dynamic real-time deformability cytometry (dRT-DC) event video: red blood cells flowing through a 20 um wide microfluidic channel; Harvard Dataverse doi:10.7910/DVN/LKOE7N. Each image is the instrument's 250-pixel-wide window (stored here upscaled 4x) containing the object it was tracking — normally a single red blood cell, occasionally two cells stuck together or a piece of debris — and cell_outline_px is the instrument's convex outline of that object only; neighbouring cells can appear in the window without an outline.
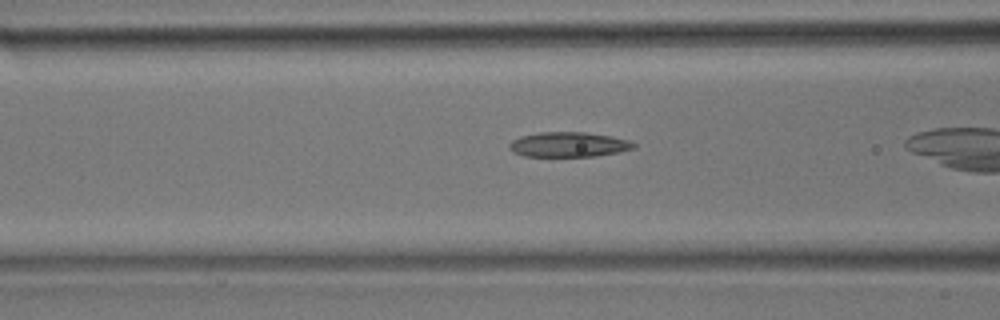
{"species": "common noctule bat (a hibernating species)", "species_latin": "Nyctalus noctula", "temperature_condition": "room temperature", "stored_images_in_passage": 29, "camera_frame_rate_fps": 3000, "um_per_image_px": 0.085, "animal": {"sex": "male", "body_mass_g": 17.9}, "frame": {"image": 1, "passage_image": 13, "time_ms": 4.0, "image_size_px": [1000, 320], "cell_outline_px": [[636, 148], [620, 152], [596, 156], [524, 156], [512, 152], [508, 148], [508, 144], [512, 140], [520, 136], [540, 132], [584, 132], [612, 136], [632, 140], [636, 144]], "centroid_in_image_um": [48.36, 12.28], "position_along_channel_um": 118.2, "area_um2": 18.32}}